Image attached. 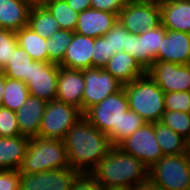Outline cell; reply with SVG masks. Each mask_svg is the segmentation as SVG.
<instances>
[{
  "label": "cell",
  "mask_w": 190,
  "mask_h": 190,
  "mask_svg": "<svg viewBox=\"0 0 190 190\" xmlns=\"http://www.w3.org/2000/svg\"><path fill=\"white\" fill-rule=\"evenodd\" d=\"M186 153H187V156L190 160V138L187 140V152Z\"/></svg>",
  "instance_id": "bcb514c9"
},
{
  "label": "cell",
  "mask_w": 190,
  "mask_h": 190,
  "mask_svg": "<svg viewBox=\"0 0 190 190\" xmlns=\"http://www.w3.org/2000/svg\"><path fill=\"white\" fill-rule=\"evenodd\" d=\"M165 110L190 113V91L165 93Z\"/></svg>",
  "instance_id": "e575fe53"
},
{
  "label": "cell",
  "mask_w": 190,
  "mask_h": 190,
  "mask_svg": "<svg viewBox=\"0 0 190 190\" xmlns=\"http://www.w3.org/2000/svg\"><path fill=\"white\" fill-rule=\"evenodd\" d=\"M29 142L30 138L24 135L0 137V170L19 171Z\"/></svg>",
  "instance_id": "44dd1931"
},
{
  "label": "cell",
  "mask_w": 190,
  "mask_h": 190,
  "mask_svg": "<svg viewBox=\"0 0 190 190\" xmlns=\"http://www.w3.org/2000/svg\"><path fill=\"white\" fill-rule=\"evenodd\" d=\"M78 173L71 167L35 174L20 173L19 190H70Z\"/></svg>",
  "instance_id": "5bb4252c"
},
{
  "label": "cell",
  "mask_w": 190,
  "mask_h": 190,
  "mask_svg": "<svg viewBox=\"0 0 190 190\" xmlns=\"http://www.w3.org/2000/svg\"><path fill=\"white\" fill-rule=\"evenodd\" d=\"M101 190H136L133 187H101Z\"/></svg>",
  "instance_id": "f6af8a7d"
},
{
  "label": "cell",
  "mask_w": 190,
  "mask_h": 190,
  "mask_svg": "<svg viewBox=\"0 0 190 190\" xmlns=\"http://www.w3.org/2000/svg\"><path fill=\"white\" fill-rule=\"evenodd\" d=\"M130 33L117 21L104 37L109 39L111 52L114 54L126 48L127 37Z\"/></svg>",
  "instance_id": "8d00e7d4"
},
{
  "label": "cell",
  "mask_w": 190,
  "mask_h": 190,
  "mask_svg": "<svg viewBox=\"0 0 190 190\" xmlns=\"http://www.w3.org/2000/svg\"><path fill=\"white\" fill-rule=\"evenodd\" d=\"M28 86L24 81L6 77L2 106L16 112L29 98Z\"/></svg>",
  "instance_id": "83f0119b"
},
{
  "label": "cell",
  "mask_w": 190,
  "mask_h": 190,
  "mask_svg": "<svg viewBox=\"0 0 190 190\" xmlns=\"http://www.w3.org/2000/svg\"><path fill=\"white\" fill-rule=\"evenodd\" d=\"M68 5L77 13L90 9L91 0H66Z\"/></svg>",
  "instance_id": "60d3db41"
},
{
  "label": "cell",
  "mask_w": 190,
  "mask_h": 190,
  "mask_svg": "<svg viewBox=\"0 0 190 190\" xmlns=\"http://www.w3.org/2000/svg\"><path fill=\"white\" fill-rule=\"evenodd\" d=\"M148 171L141 160L112 146L91 173L101 187L137 188L148 178Z\"/></svg>",
  "instance_id": "7a4b0ae2"
},
{
  "label": "cell",
  "mask_w": 190,
  "mask_h": 190,
  "mask_svg": "<svg viewBox=\"0 0 190 190\" xmlns=\"http://www.w3.org/2000/svg\"><path fill=\"white\" fill-rule=\"evenodd\" d=\"M20 172L0 170V190H19Z\"/></svg>",
  "instance_id": "ab89813d"
},
{
  "label": "cell",
  "mask_w": 190,
  "mask_h": 190,
  "mask_svg": "<svg viewBox=\"0 0 190 190\" xmlns=\"http://www.w3.org/2000/svg\"><path fill=\"white\" fill-rule=\"evenodd\" d=\"M28 26L45 39L61 30L57 20L45 6L31 7Z\"/></svg>",
  "instance_id": "484cf974"
},
{
  "label": "cell",
  "mask_w": 190,
  "mask_h": 190,
  "mask_svg": "<svg viewBox=\"0 0 190 190\" xmlns=\"http://www.w3.org/2000/svg\"><path fill=\"white\" fill-rule=\"evenodd\" d=\"M148 170V178L164 190H188L190 160L187 153L165 155Z\"/></svg>",
  "instance_id": "5b68a950"
},
{
  "label": "cell",
  "mask_w": 190,
  "mask_h": 190,
  "mask_svg": "<svg viewBox=\"0 0 190 190\" xmlns=\"http://www.w3.org/2000/svg\"><path fill=\"white\" fill-rule=\"evenodd\" d=\"M155 61L173 62L184 65L190 63V33L167 29Z\"/></svg>",
  "instance_id": "2e32d148"
},
{
  "label": "cell",
  "mask_w": 190,
  "mask_h": 190,
  "mask_svg": "<svg viewBox=\"0 0 190 190\" xmlns=\"http://www.w3.org/2000/svg\"><path fill=\"white\" fill-rule=\"evenodd\" d=\"M59 64L33 61L30 63L28 90L30 96L47 102L56 100Z\"/></svg>",
  "instance_id": "7c38bea8"
},
{
  "label": "cell",
  "mask_w": 190,
  "mask_h": 190,
  "mask_svg": "<svg viewBox=\"0 0 190 190\" xmlns=\"http://www.w3.org/2000/svg\"><path fill=\"white\" fill-rule=\"evenodd\" d=\"M31 7L45 6L50 0H25Z\"/></svg>",
  "instance_id": "ee69618b"
},
{
  "label": "cell",
  "mask_w": 190,
  "mask_h": 190,
  "mask_svg": "<svg viewBox=\"0 0 190 190\" xmlns=\"http://www.w3.org/2000/svg\"><path fill=\"white\" fill-rule=\"evenodd\" d=\"M117 147L141 160L148 169L164 156L157 142L155 123H146L120 142Z\"/></svg>",
  "instance_id": "9c48e42d"
},
{
  "label": "cell",
  "mask_w": 190,
  "mask_h": 190,
  "mask_svg": "<svg viewBox=\"0 0 190 190\" xmlns=\"http://www.w3.org/2000/svg\"><path fill=\"white\" fill-rule=\"evenodd\" d=\"M161 24L169 30L190 33V0L159 2Z\"/></svg>",
  "instance_id": "d6986e66"
},
{
  "label": "cell",
  "mask_w": 190,
  "mask_h": 190,
  "mask_svg": "<svg viewBox=\"0 0 190 190\" xmlns=\"http://www.w3.org/2000/svg\"><path fill=\"white\" fill-rule=\"evenodd\" d=\"M71 167L64 140L30 138L20 173L35 174L53 169Z\"/></svg>",
  "instance_id": "277c9868"
},
{
  "label": "cell",
  "mask_w": 190,
  "mask_h": 190,
  "mask_svg": "<svg viewBox=\"0 0 190 190\" xmlns=\"http://www.w3.org/2000/svg\"><path fill=\"white\" fill-rule=\"evenodd\" d=\"M129 0H91V9L114 13L118 16L120 10Z\"/></svg>",
  "instance_id": "f35d334b"
},
{
  "label": "cell",
  "mask_w": 190,
  "mask_h": 190,
  "mask_svg": "<svg viewBox=\"0 0 190 190\" xmlns=\"http://www.w3.org/2000/svg\"><path fill=\"white\" fill-rule=\"evenodd\" d=\"M19 126L16 113L6 107H0V137L19 136Z\"/></svg>",
  "instance_id": "d590c367"
},
{
  "label": "cell",
  "mask_w": 190,
  "mask_h": 190,
  "mask_svg": "<svg viewBox=\"0 0 190 190\" xmlns=\"http://www.w3.org/2000/svg\"><path fill=\"white\" fill-rule=\"evenodd\" d=\"M155 134L163 155H180L187 152V139L163 123L155 122Z\"/></svg>",
  "instance_id": "d4e9b609"
},
{
  "label": "cell",
  "mask_w": 190,
  "mask_h": 190,
  "mask_svg": "<svg viewBox=\"0 0 190 190\" xmlns=\"http://www.w3.org/2000/svg\"><path fill=\"white\" fill-rule=\"evenodd\" d=\"M84 89V70L59 66L56 100L73 105L82 111Z\"/></svg>",
  "instance_id": "9a60e30c"
},
{
  "label": "cell",
  "mask_w": 190,
  "mask_h": 190,
  "mask_svg": "<svg viewBox=\"0 0 190 190\" xmlns=\"http://www.w3.org/2000/svg\"><path fill=\"white\" fill-rule=\"evenodd\" d=\"M147 73L164 93L190 91L189 64L154 61Z\"/></svg>",
  "instance_id": "4fadbf2b"
},
{
  "label": "cell",
  "mask_w": 190,
  "mask_h": 190,
  "mask_svg": "<svg viewBox=\"0 0 190 190\" xmlns=\"http://www.w3.org/2000/svg\"><path fill=\"white\" fill-rule=\"evenodd\" d=\"M34 60L26 50L16 47L11 61L1 71L6 77L28 83L30 63Z\"/></svg>",
  "instance_id": "4316f807"
},
{
  "label": "cell",
  "mask_w": 190,
  "mask_h": 190,
  "mask_svg": "<svg viewBox=\"0 0 190 190\" xmlns=\"http://www.w3.org/2000/svg\"><path fill=\"white\" fill-rule=\"evenodd\" d=\"M70 190H101V185L92 173L79 172L72 180Z\"/></svg>",
  "instance_id": "74e56055"
},
{
  "label": "cell",
  "mask_w": 190,
  "mask_h": 190,
  "mask_svg": "<svg viewBox=\"0 0 190 190\" xmlns=\"http://www.w3.org/2000/svg\"><path fill=\"white\" fill-rule=\"evenodd\" d=\"M73 33L72 31L61 29L49 39H46L49 63L60 64L63 61L66 49L73 38Z\"/></svg>",
  "instance_id": "f546056e"
},
{
  "label": "cell",
  "mask_w": 190,
  "mask_h": 190,
  "mask_svg": "<svg viewBox=\"0 0 190 190\" xmlns=\"http://www.w3.org/2000/svg\"><path fill=\"white\" fill-rule=\"evenodd\" d=\"M64 143L71 168L87 173H91L112 148L108 135L84 116L68 130Z\"/></svg>",
  "instance_id": "6da1fadb"
},
{
  "label": "cell",
  "mask_w": 190,
  "mask_h": 190,
  "mask_svg": "<svg viewBox=\"0 0 190 190\" xmlns=\"http://www.w3.org/2000/svg\"><path fill=\"white\" fill-rule=\"evenodd\" d=\"M30 10L25 0H0V28L16 32L28 26Z\"/></svg>",
  "instance_id": "603a6c76"
},
{
  "label": "cell",
  "mask_w": 190,
  "mask_h": 190,
  "mask_svg": "<svg viewBox=\"0 0 190 190\" xmlns=\"http://www.w3.org/2000/svg\"><path fill=\"white\" fill-rule=\"evenodd\" d=\"M85 89L82 98V113L100 103L109 95L120 91L123 88L104 68H88L84 70Z\"/></svg>",
  "instance_id": "8fae6325"
},
{
  "label": "cell",
  "mask_w": 190,
  "mask_h": 190,
  "mask_svg": "<svg viewBox=\"0 0 190 190\" xmlns=\"http://www.w3.org/2000/svg\"><path fill=\"white\" fill-rule=\"evenodd\" d=\"M146 124V121L136 112L128 109L120 120V128L110 139L112 146H117L125 138Z\"/></svg>",
  "instance_id": "4dcf8cb0"
},
{
  "label": "cell",
  "mask_w": 190,
  "mask_h": 190,
  "mask_svg": "<svg viewBox=\"0 0 190 190\" xmlns=\"http://www.w3.org/2000/svg\"><path fill=\"white\" fill-rule=\"evenodd\" d=\"M6 76L0 71V107H2V98L5 91Z\"/></svg>",
  "instance_id": "7bdbcfd3"
},
{
  "label": "cell",
  "mask_w": 190,
  "mask_h": 190,
  "mask_svg": "<svg viewBox=\"0 0 190 190\" xmlns=\"http://www.w3.org/2000/svg\"><path fill=\"white\" fill-rule=\"evenodd\" d=\"M160 122L185 139L190 138V113L165 111Z\"/></svg>",
  "instance_id": "1f68e13d"
},
{
  "label": "cell",
  "mask_w": 190,
  "mask_h": 190,
  "mask_svg": "<svg viewBox=\"0 0 190 190\" xmlns=\"http://www.w3.org/2000/svg\"><path fill=\"white\" fill-rule=\"evenodd\" d=\"M45 7L55 17L61 29L75 31L79 13L73 10L66 0H50Z\"/></svg>",
  "instance_id": "f1b7e54d"
},
{
  "label": "cell",
  "mask_w": 190,
  "mask_h": 190,
  "mask_svg": "<svg viewBox=\"0 0 190 190\" xmlns=\"http://www.w3.org/2000/svg\"><path fill=\"white\" fill-rule=\"evenodd\" d=\"M147 1H157V2H160V1H163V0H147Z\"/></svg>",
  "instance_id": "7dc6e473"
},
{
  "label": "cell",
  "mask_w": 190,
  "mask_h": 190,
  "mask_svg": "<svg viewBox=\"0 0 190 190\" xmlns=\"http://www.w3.org/2000/svg\"><path fill=\"white\" fill-rule=\"evenodd\" d=\"M82 117L83 113L77 107L52 100L46 105L39 129V137L64 140L68 130Z\"/></svg>",
  "instance_id": "52a82bcc"
},
{
  "label": "cell",
  "mask_w": 190,
  "mask_h": 190,
  "mask_svg": "<svg viewBox=\"0 0 190 190\" xmlns=\"http://www.w3.org/2000/svg\"><path fill=\"white\" fill-rule=\"evenodd\" d=\"M130 34H140L161 24L157 1L129 0L117 20Z\"/></svg>",
  "instance_id": "ba28073f"
},
{
  "label": "cell",
  "mask_w": 190,
  "mask_h": 190,
  "mask_svg": "<svg viewBox=\"0 0 190 190\" xmlns=\"http://www.w3.org/2000/svg\"><path fill=\"white\" fill-rule=\"evenodd\" d=\"M129 109L124 88L109 95L100 103L89 108L83 116L100 132L106 133L111 139L120 128V120Z\"/></svg>",
  "instance_id": "8992f818"
},
{
  "label": "cell",
  "mask_w": 190,
  "mask_h": 190,
  "mask_svg": "<svg viewBox=\"0 0 190 190\" xmlns=\"http://www.w3.org/2000/svg\"><path fill=\"white\" fill-rule=\"evenodd\" d=\"M18 45L26 50L35 61L48 62L46 39L35 33L29 26L16 31Z\"/></svg>",
  "instance_id": "cb8c5ba5"
},
{
  "label": "cell",
  "mask_w": 190,
  "mask_h": 190,
  "mask_svg": "<svg viewBox=\"0 0 190 190\" xmlns=\"http://www.w3.org/2000/svg\"><path fill=\"white\" fill-rule=\"evenodd\" d=\"M17 46L16 32L0 28V71L11 61Z\"/></svg>",
  "instance_id": "d6a6232c"
},
{
  "label": "cell",
  "mask_w": 190,
  "mask_h": 190,
  "mask_svg": "<svg viewBox=\"0 0 190 190\" xmlns=\"http://www.w3.org/2000/svg\"><path fill=\"white\" fill-rule=\"evenodd\" d=\"M92 55H94V38L74 32L59 66L73 70L92 68Z\"/></svg>",
  "instance_id": "ac0fdd59"
},
{
  "label": "cell",
  "mask_w": 190,
  "mask_h": 190,
  "mask_svg": "<svg viewBox=\"0 0 190 190\" xmlns=\"http://www.w3.org/2000/svg\"><path fill=\"white\" fill-rule=\"evenodd\" d=\"M136 190H164L158 184L154 183L150 178H147L144 182H142Z\"/></svg>",
  "instance_id": "b9f144b4"
},
{
  "label": "cell",
  "mask_w": 190,
  "mask_h": 190,
  "mask_svg": "<svg viewBox=\"0 0 190 190\" xmlns=\"http://www.w3.org/2000/svg\"><path fill=\"white\" fill-rule=\"evenodd\" d=\"M47 101L29 96L26 102L15 112L21 135L29 138L39 137L41 120Z\"/></svg>",
  "instance_id": "ffe728a7"
},
{
  "label": "cell",
  "mask_w": 190,
  "mask_h": 190,
  "mask_svg": "<svg viewBox=\"0 0 190 190\" xmlns=\"http://www.w3.org/2000/svg\"><path fill=\"white\" fill-rule=\"evenodd\" d=\"M114 55L111 52L109 39L104 36L94 38V55H92V68H104L108 60Z\"/></svg>",
  "instance_id": "836d02e7"
},
{
  "label": "cell",
  "mask_w": 190,
  "mask_h": 190,
  "mask_svg": "<svg viewBox=\"0 0 190 190\" xmlns=\"http://www.w3.org/2000/svg\"><path fill=\"white\" fill-rule=\"evenodd\" d=\"M118 16L111 12L86 9L78 14L75 33L97 38L107 34L116 24Z\"/></svg>",
  "instance_id": "e0dca14e"
},
{
  "label": "cell",
  "mask_w": 190,
  "mask_h": 190,
  "mask_svg": "<svg viewBox=\"0 0 190 190\" xmlns=\"http://www.w3.org/2000/svg\"><path fill=\"white\" fill-rule=\"evenodd\" d=\"M104 69L123 85L133 82L146 73L134 57L124 51L114 54Z\"/></svg>",
  "instance_id": "7402d4cb"
},
{
  "label": "cell",
  "mask_w": 190,
  "mask_h": 190,
  "mask_svg": "<svg viewBox=\"0 0 190 190\" xmlns=\"http://www.w3.org/2000/svg\"><path fill=\"white\" fill-rule=\"evenodd\" d=\"M167 29L159 26L148 29L140 34H130L127 37L124 52L130 54L141 68L147 72L153 65L158 50L161 47L162 39L166 35Z\"/></svg>",
  "instance_id": "30bf717a"
},
{
  "label": "cell",
  "mask_w": 190,
  "mask_h": 190,
  "mask_svg": "<svg viewBox=\"0 0 190 190\" xmlns=\"http://www.w3.org/2000/svg\"><path fill=\"white\" fill-rule=\"evenodd\" d=\"M129 109L140 115L146 123L161 121L165 110V93L146 72L142 77L123 85Z\"/></svg>",
  "instance_id": "3957f363"
}]
</instances>
